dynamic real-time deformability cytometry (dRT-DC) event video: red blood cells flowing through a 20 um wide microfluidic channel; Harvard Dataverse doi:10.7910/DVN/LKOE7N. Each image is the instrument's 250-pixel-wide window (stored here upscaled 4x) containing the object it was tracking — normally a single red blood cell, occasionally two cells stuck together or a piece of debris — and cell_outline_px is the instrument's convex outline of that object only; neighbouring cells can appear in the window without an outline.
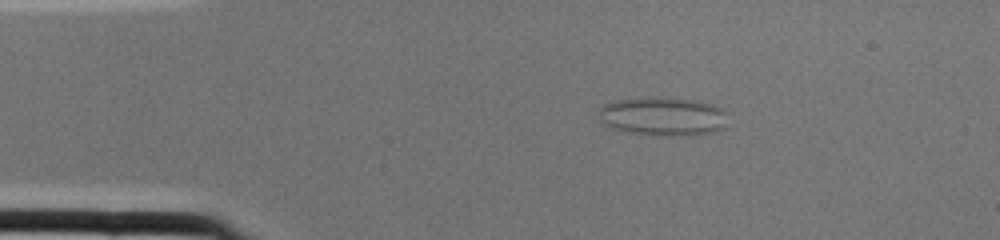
{"species": "common noctule bat (a hibernating species)", "species_latin": "Nyctalus noctula", "temperature_condition": "cold", "stored_images_in_passage": 1, "camera_frame_rate_fps": 3000, "um_per_image_px": 0.085, "animal": {"sex": "female", "body_mass_g": 22.0, "forearm_length_mm": 56.7}, "frame": {"image": 1, "passage_image": 1, "time_ms": 0.0, "image_size_px": [1000, 240], "cell_outline_px": [[728, 112], [724, 128], [716, 132], [684, 136], [628, 132], [612, 128], [604, 124], [600, 120], [596, 112], [604, 104], [616, 100], [656, 96], [700, 100], [724, 108]], "centroid_in_image_um": [56.39, 9.87], "position_along_channel_um": 28.6, "area_um2": 29.59}}